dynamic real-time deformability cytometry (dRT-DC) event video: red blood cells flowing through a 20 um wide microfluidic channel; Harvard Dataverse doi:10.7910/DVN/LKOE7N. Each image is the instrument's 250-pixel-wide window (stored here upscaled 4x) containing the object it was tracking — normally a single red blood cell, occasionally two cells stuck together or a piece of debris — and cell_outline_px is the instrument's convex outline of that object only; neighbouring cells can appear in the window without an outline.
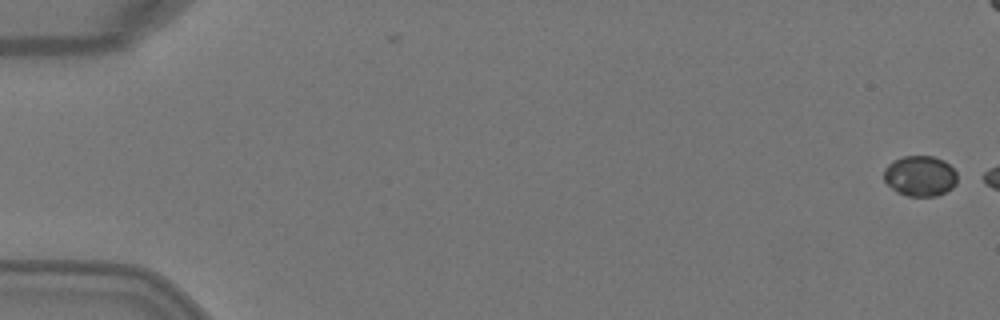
{"species": "Egyptian fruit bat (a non-hibernating species)", "species_latin": "Rousettus aegyptiacus", "temperature_condition": "warm", "stored_images_in_passage": 6, "camera_frame_rate_fps": 3000, "um_per_image_px": 0.085, "animal": {"sex": "female"}, "frame": {"image": 1, "passage_image": 1, "time_ms": 0.0, "image_size_px": [1000, 320], "cell_outline_px": [[956, 184], [952, 188], [936, 196], [908, 196], [896, 192], [884, 180], [884, 168], [892, 160], [904, 156], [932, 156], [944, 160], [956, 172]], "centroid_in_image_um": [78.19, 14.95], "position_along_channel_um": 6.8, "area_um2": 17.34}}
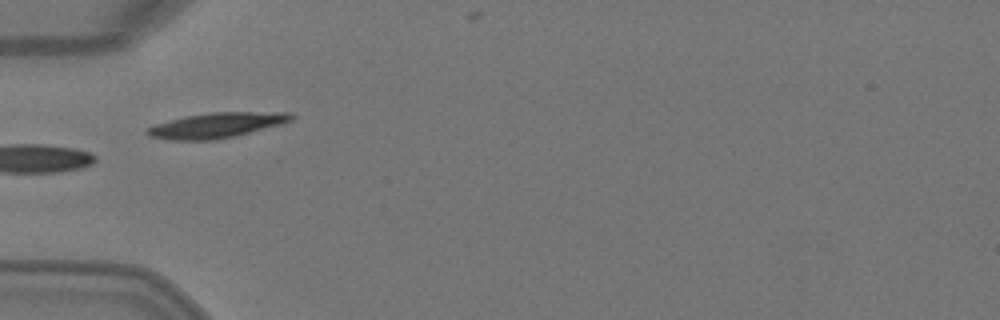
{"frame": {"image": 2, "passage_image": 5, "time_ms": 1.333, "image_size_px": [1000, 320], "cell_outline_px": [[296, 116], [292, 120], [284, 124], [236, 136], [212, 140], [172, 140], [148, 136], [148, 128], [156, 124], [184, 116], [212, 112], [292, 112]], "centroid_in_image_um": [18.51, 10.64], "position_along_channel_um": 66.5, "area_um2": 21.21}}
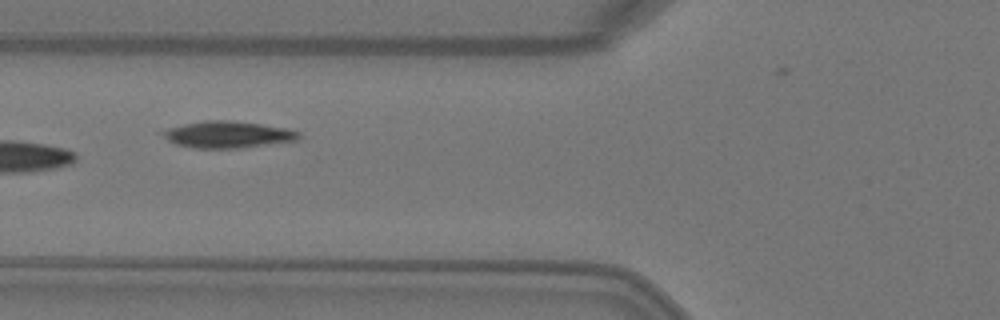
{"frame": {"image": 3, "passage_image": 6, "time_ms": 1.667, "image_size_px": [1000, 320], "cell_outline_px": [[300, 136], [296, 140], [240, 148], [192, 148], [176, 144], [168, 140], [156, 132], [168, 128], [184, 124], [204, 120], [228, 120], [292, 128], [300, 132]], "centroid_in_image_um": [19.33, 11.43], "position_along_channel_um": 106.5, "area_um2": 21.33}}